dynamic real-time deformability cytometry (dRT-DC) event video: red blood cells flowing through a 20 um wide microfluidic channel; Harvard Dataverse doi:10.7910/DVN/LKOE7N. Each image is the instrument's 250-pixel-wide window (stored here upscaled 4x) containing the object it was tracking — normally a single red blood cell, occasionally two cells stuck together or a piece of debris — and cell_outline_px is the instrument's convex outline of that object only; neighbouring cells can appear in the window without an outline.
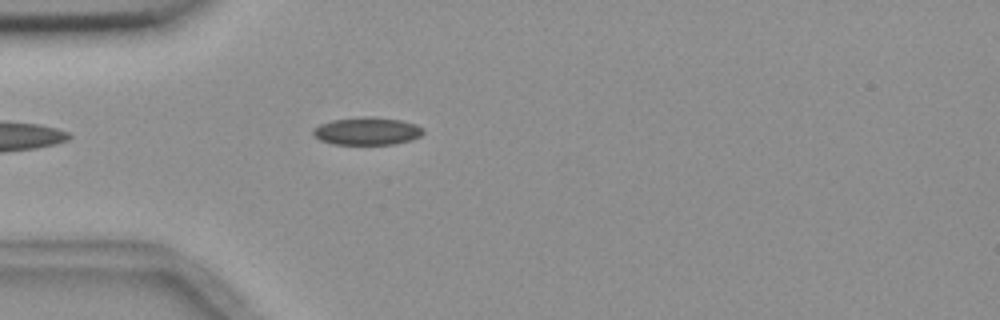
{"species": "common noctule bat (a hibernating species)", "species_latin": "Nyctalus noctula", "temperature_condition": "room temperature", "stored_images_in_passage": 1, "camera_frame_rate_fps": 3000, "um_per_image_px": 0.085, "animal": {"sex": "female", "body_mass_g": 18.4}, "frame": {"image": 1, "passage_image": 1, "time_ms": 0.0, "image_size_px": [1000, 320], "cell_outline_px": [[424, 132], [420, 136], [412, 140], [392, 144], [332, 144], [320, 140], [312, 132], [312, 128], [320, 124], [332, 120], [360, 116], [372, 116], [400, 120], [416, 124], [424, 128]], "centroid_in_image_um": [31.21, 11.13], "position_along_channel_um": 53.8, "area_um2": 17.92}}